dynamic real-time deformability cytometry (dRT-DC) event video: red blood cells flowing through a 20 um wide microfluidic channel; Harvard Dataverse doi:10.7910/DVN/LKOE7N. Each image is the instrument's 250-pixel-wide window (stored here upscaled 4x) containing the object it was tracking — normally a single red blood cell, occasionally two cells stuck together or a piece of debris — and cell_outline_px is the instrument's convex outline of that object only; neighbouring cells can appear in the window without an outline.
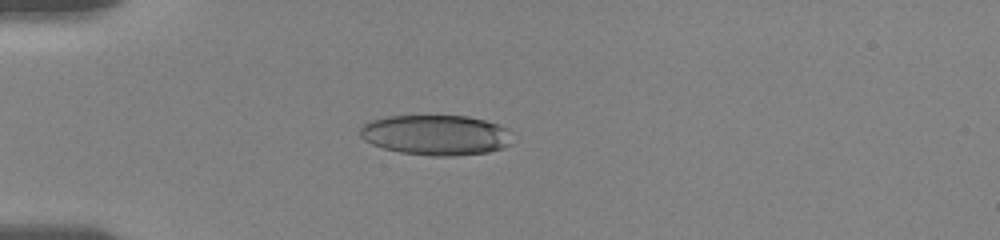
{"species": "human", "species_latin": "Homo sapiens", "temperature_condition": "room temperature", "stored_images_in_passage": 7, "camera_frame_rate_fps": 3000, "um_per_image_px": 0.085, "donor": {"sex": "female"}, "frame": {"image": 1, "passage_image": 5, "time_ms": 4.667, "image_size_px": [1000, 240], "cell_outline_px": [[512, 144], [504, 148], [488, 152], [452, 156], [432, 156], [400, 152], [384, 148], [372, 144], [364, 140], [360, 136], [360, 128], [368, 120], [384, 116], [468, 116], [500, 124], [508, 128]], "centroid_in_image_um": [37.06, 11.47], "position_along_channel_um": 47.9, "area_um2": 36.01}}
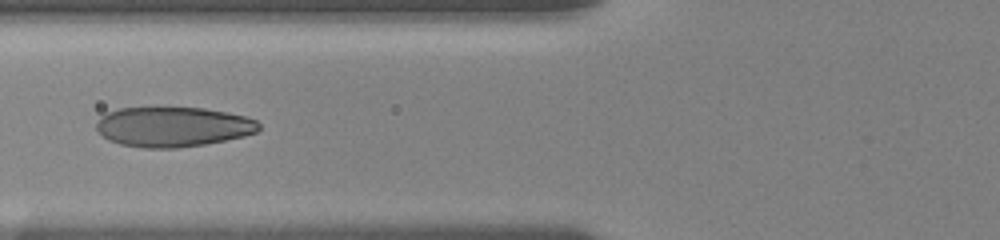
{"frame": {"image": 2, "passage_image": 7, "time_ms": 7.0, "image_size_px": [1000, 240], "cell_outline_px": [[260, 128], [256, 132], [244, 136], [204, 144], [176, 148], [144, 148], [120, 144], [108, 140], [96, 128], [96, 120], [104, 112], [116, 108], [204, 108], [228, 112], [244, 116], [256, 120], [260, 124]], "centroid_in_image_um": [14.66, 10.77], "position_along_channel_um": 111.1, "area_um2": 37.92}}